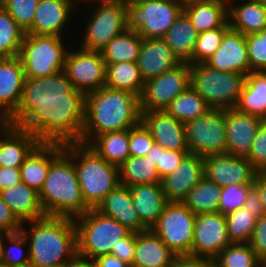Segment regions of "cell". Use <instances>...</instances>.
Masks as SVG:
<instances>
[{
	"mask_svg": "<svg viewBox=\"0 0 266 267\" xmlns=\"http://www.w3.org/2000/svg\"><path fill=\"white\" fill-rule=\"evenodd\" d=\"M24 80L19 56L0 58V118H9L17 110Z\"/></svg>",
	"mask_w": 266,
	"mask_h": 267,
	"instance_id": "22",
	"label": "cell"
},
{
	"mask_svg": "<svg viewBox=\"0 0 266 267\" xmlns=\"http://www.w3.org/2000/svg\"><path fill=\"white\" fill-rule=\"evenodd\" d=\"M144 83L137 62L106 63V87L128 91L140 98Z\"/></svg>",
	"mask_w": 266,
	"mask_h": 267,
	"instance_id": "34",
	"label": "cell"
},
{
	"mask_svg": "<svg viewBox=\"0 0 266 267\" xmlns=\"http://www.w3.org/2000/svg\"><path fill=\"white\" fill-rule=\"evenodd\" d=\"M100 6L89 19L82 46L88 51H100L114 37L130 27L129 11L120 4L98 0Z\"/></svg>",
	"mask_w": 266,
	"mask_h": 267,
	"instance_id": "11",
	"label": "cell"
},
{
	"mask_svg": "<svg viewBox=\"0 0 266 267\" xmlns=\"http://www.w3.org/2000/svg\"><path fill=\"white\" fill-rule=\"evenodd\" d=\"M39 199L45 216L75 219L90 210L82 197L73 158L65 149L51 162Z\"/></svg>",
	"mask_w": 266,
	"mask_h": 267,
	"instance_id": "4",
	"label": "cell"
},
{
	"mask_svg": "<svg viewBox=\"0 0 266 267\" xmlns=\"http://www.w3.org/2000/svg\"><path fill=\"white\" fill-rule=\"evenodd\" d=\"M22 182L20 168L0 167V191Z\"/></svg>",
	"mask_w": 266,
	"mask_h": 267,
	"instance_id": "54",
	"label": "cell"
},
{
	"mask_svg": "<svg viewBox=\"0 0 266 267\" xmlns=\"http://www.w3.org/2000/svg\"><path fill=\"white\" fill-rule=\"evenodd\" d=\"M64 267H97L93 259L80 255L78 252L65 264Z\"/></svg>",
	"mask_w": 266,
	"mask_h": 267,
	"instance_id": "59",
	"label": "cell"
},
{
	"mask_svg": "<svg viewBox=\"0 0 266 267\" xmlns=\"http://www.w3.org/2000/svg\"><path fill=\"white\" fill-rule=\"evenodd\" d=\"M94 261L97 267H131L127 262L111 254L99 256L95 258Z\"/></svg>",
	"mask_w": 266,
	"mask_h": 267,
	"instance_id": "57",
	"label": "cell"
},
{
	"mask_svg": "<svg viewBox=\"0 0 266 267\" xmlns=\"http://www.w3.org/2000/svg\"><path fill=\"white\" fill-rule=\"evenodd\" d=\"M31 233L21 231L28 239L30 267H56L64 265L77 253V232L74 219L44 216L28 221Z\"/></svg>",
	"mask_w": 266,
	"mask_h": 267,
	"instance_id": "3",
	"label": "cell"
},
{
	"mask_svg": "<svg viewBox=\"0 0 266 267\" xmlns=\"http://www.w3.org/2000/svg\"><path fill=\"white\" fill-rule=\"evenodd\" d=\"M77 232V252L95 259L111 253L119 240L131 231L112 217L100 213L96 208L74 219Z\"/></svg>",
	"mask_w": 266,
	"mask_h": 267,
	"instance_id": "6",
	"label": "cell"
},
{
	"mask_svg": "<svg viewBox=\"0 0 266 267\" xmlns=\"http://www.w3.org/2000/svg\"><path fill=\"white\" fill-rule=\"evenodd\" d=\"M189 151L164 149L154 143L146 157L155 164L160 179L174 172Z\"/></svg>",
	"mask_w": 266,
	"mask_h": 267,
	"instance_id": "44",
	"label": "cell"
},
{
	"mask_svg": "<svg viewBox=\"0 0 266 267\" xmlns=\"http://www.w3.org/2000/svg\"><path fill=\"white\" fill-rule=\"evenodd\" d=\"M136 248V232H130L127 236L119 240L116 247L111 250V255L132 265Z\"/></svg>",
	"mask_w": 266,
	"mask_h": 267,
	"instance_id": "52",
	"label": "cell"
},
{
	"mask_svg": "<svg viewBox=\"0 0 266 267\" xmlns=\"http://www.w3.org/2000/svg\"><path fill=\"white\" fill-rule=\"evenodd\" d=\"M177 256L151 229L136 233L131 267H169Z\"/></svg>",
	"mask_w": 266,
	"mask_h": 267,
	"instance_id": "28",
	"label": "cell"
},
{
	"mask_svg": "<svg viewBox=\"0 0 266 267\" xmlns=\"http://www.w3.org/2000/svg\"><path fill=\"white\" fill-rule=\"evenodd\" d=\"M108 163L120 166L129 157V129L96 136L89 144Z\"/></svg>",
	"mask_w": 266,
	"mask_h": 267,
	"instance_id": "35",
	"label": "cell"
},
{
	"mask_svg": "<svg viewBox=\"0 0 266 267\" xmlns=\"http://www.w3.org/2000/svg\"><path fill=\"white\" fill-rule=\"evenodd\" d=\"M253 186L257 189L262 201L263 210L266 214V173L258 172L255 176Z\"/></svg>",
	"mask_w": 266,
	"mask_h": 267,
	"instance_id": "58",
	"label": "cell"
},
{
	"mask_svg": "<svg viewBox=\"0 0 266 267\" xmlns=\"http://www.w3.org/2000/svg\"><path fill=\"white\" fill-rule=\"evenodd\" d=\"M155 143L150 131L140 121L129 129V153L130 156L144 157Z\"/></svg>",
	"mask_w": 266,
	"mask_h": 267,
	"instance_id": "49",
	"label": "cell"
},
{
	"mask_svg": "<svg viewBox=\"0 0 266 267\" xmlns=\"http://www.w3.org/2000/svg\"><path fill=\"white\" fill-rule=\"evenodd\" d=\"M0 196L22 225L45 216L39 192L23 182L0 191Z\"/></svg>",
	"mask_w": 266,
	"mask_h": 267,
	"instance_id": "29",
	"label": "cell"
},
{
	"mask_svg": "<svg viewBox=\"0 0 266 267\" xmlns=\"http://www.w3.org/2000/svg\"><path fill=\"white\" fill-rule=\"evenodd\" d=\"M211 107L189 86L184 92L180 93L165 109V111L183 123L205 114Z\"/></svg>",
	"mask_w": 266,
	"mask_h": 267,
	"instance_id": "39",
	"label": "cell"
},
{
	"mask_svg": "<svg viewBox=\"0 0 266 267\" xmlns=\"http://www.w3.org/2000/svg\"><path fill=\"white\" fill-rule=\"evenodd\" d=\"M100 213L112 217L131 232L148 230L140 221L134 208L130 188L118 184L97 206Z\"/></svg>",
	"mask_w": 266,
	"mask_h": 267,
	"instance_id": "25",
	"label": "cell"
},
{
	"mask_svg": "<svg viewBox=\"0 0 266 267\" xmlns=\"http://www.w3.org/2000/svg\"><path fill=\"white\" fill-rule=\"evenodd\" d=\"M199 33L188 16L182 12L168 28L162 39L170 46L181 62L192 64V54Z\"/></svg>",
	"mask_w": 266,
	"mask_h": 267,
	"instance_id": "31",
	"label": "cell"
},
{
	"mask_svg": "<svg viewBox=\"0 0 266 267\" xmlns=\"http://www.w3.org/2000/svg\"><path fill=\"white\" fill-rule=\"evenodd\" d=\"M22 223L0 196V231L14 233L21 230Z\"/></svg>",
	"mask_w": 266,
	"mask_h": 267,
	"instance_id": "53",
	"label": "cell"
},
{
	"mask_svg": "<svg viewBox=\"0 0 266 267\" xmlns=\"http://www.w3.org/2000/svg\"><path fill=\"white\" fill-rule=\"evenodd\" d=\"M257 219L244 207L227 214L226 228L230 241L232 243H250Z\"/></svg>",
	"mask_w": 266,
	"mask_h": 267,
	"instance_id": "42",
	"label": "cell"
},
{
	"mask_svg": "<svg viewBox=\"0 0 266 267\" xmlns=\"http://www.w3.org/2000/svg\"><path fill=\"white\" fill-rule=\"evenodd\" d=\"M79 2L81 1V0H78ZM86 1V0H85ZM89 1H91V0H88L87 2H89ZM92 1H94V2H97L98 0H92Z\"/></svg>",
	"mask_w": 266,
	"mask_h": 267,
	"instance_id": "65",
	"label": "cell"
},
{
	"mask_svg": "<svg viewBox=\"0 0 266 267\" xmlns=\"http://www.w3.org/2000/svg\"><path fill=\"white\" fill-rule=\"evenodd\" d=\"M243 207L254 214L257 218H260L263 214H265L260 195L254 186L249 190Z\"/></svg>",
	"mask_w": 266,
	"mask_h": 267,
	"instance_id": "55",
	"label": "cell"
},
{
	"mask_svg": "<svg viewBox=\"0 0 266 267\" xmlns=\"http://www.w3.org/2000/svg\"><path fill=\"white\" fill-rule=\"evenodd\" d=\"M143 38L133 28L114 37L100 50L106 63L137 62Z\"/></svg>",
	"mask_w": 266,
	"mask_h": 267,
	"instance_id": "36",
	"label": "cell"
},
{
	"mask_svg": "<svg viewBox=\"0 0 266 267\" xmlns=\"http://www.w3.org/2000/svg\"><path fill=\"white\" fill-rule=\"evenodd\" d=\"M197 32L222 27L228 21V0H211L183 10Z\"/></svg>",
	"mask_w": 266,
	"mask_h": 267,
	"instance_id": "33",
	"label": "cell"
},
{
	"mask_svg": "<svg viewBox=\"0 0 266 267\" xmlns=\"http://www.w3.org/2000/svg\"><path fill=\"white\" fill-rule=\"evenodd\" d=\"M62 37L25 34L19 58L25 78L50 76L64 69L65 50Z\"/></svg>",
	"mask_w": 266,
	"mask_h": 267,
	"instance_id": "8",
	"label": "cell"
},
{
	"mask_svg": "<svg viewBox=\"0 0 266 267\" xmlns=\"http://www.w3.org/2000/svg\"><path fill=\"white\" fill-rule=\"evenodd\" d=\"M7 239L11 246L6 248L5 243L3 244L1 264L8 267H30L29 250H26L25 255L22 249V246H28V239L23 232L20 230L9 233Z\"/></svg>",
	"mask_w": 266,
	"mask_h": 267,
	"instance_id": "45",
	"label": "cell"
},
{
	"mask_svg": "<svg viewBox=\"0 0 266 267\" xmlns=\"http://www.w3.org/2000/svg\"><path fill=\"white\" fill-rule=\"evenodd\" d=\"M132 201L141 223L151 229L163 213L168 202L161 182L138 184L129 187Z\"/></svg>",
	"mask_w": 266,
	"mask_h": 267,
	"instance_id": "27",
	"label": "cell"
},
{
	"mask_svg": "<svg viewBox=\"0 0 266 267\" xmlns=\"http://www.w3.org/2000/svg\"><path fill=\"white\" fill-rule=\"evenodd\" d=\"M63 71L75 89L85 94L106 85V62L100 51L68 50Z\"/></svg>",
	"mask_w": 266,
	"mask_h": 267,
	"instance_id": "14",
	"label": "cell"
},
{
	"mask_svg": "<svg viewBox=\"0 0 266 267\" xmlns=\"http://www.w3.org/2000/svg\"><path fill=\"white\" fill-rule=\"evenodd\" d=\"M249 244L259 259L266 265V214L257 219Z\"/></svg>",
	"mask_w": 266,
	"mask_h": 267,
	"instance_id": "51",
	"label": "cell"
},
{
	"mask_svg": "<svg viewBox=\"0 0 266 267\" xmlns=\"http://www.w3.org/2000/svg\"><path fill=\"white\" fill-rule=\"evenodd\" d=\"M221 187L205 177L194 186L182 203L195 215L219 212Z\"/></svg>",
	"mask_w": 266,
	"mask_h": 267,
	"instance_id": "37",
	"label": "cell"
},
{
	"mask_svg": "<svg viewBox=\"0 0 266 267\" xmlns=\"http://www.w3.org/2000/svg\"><path fill=\"white\" fill-rule=\"evenodd\" d=\"M183 10L197 4L209 2L211 0H174Z\"/></svg>",
	"mask_w": 266,
	"mask_h": 267,
	"instance_id": "61",
	"label": "cell"
},
{
	"mask_svg": "<svg viewBox=\"0 0 266 267\" xmlns=\"http://www.w3.org/2000/svg\"><path fill=\"white\" fill-rule=\"evenodd\" d=\"M189 153L201 157L227 154L226 109L211 108L185 123Z\"/></svg>",
	"mask_w": 266,
	"mask_h": 267,
	"instance_id": "10",
	"label": "cell"
},
{
	"mask_svg": "<svg viewBox=\"0 0 266 267\" xmlns=\"http://www.w3.org/2000/svg\"><path fill=\"white\" fill-rule=\"evenodd\" d=\"M235 108L266 119V71H252L246 76Z\"/></svg>",
	"mask_w": 266,
	"mask_h": 267,
	"instance_id": "32",
	"label": "cell"
},
{
	"mask_svg": "<svg viewBox=\"0 0 266 267\" xmlns=\"http://www.w3.org/2000/svg\"><path fill=\"white\" fill-rule=\"evenodd\" d=\"M203 159L204 177L221 188L232 184H253L258 173L250 161L231 154L210 155Z\"/></svg>",
	"mask_w": 266,
	"mask_h": 267,
	"instance_id": "16",
	"label": "cell"
},
{
	"mask_svg": "<svg viewBox=\"0 0 266 267\" xmlns=\"http://www.w3.org/2000/svg\"><path fill=\"white\" fill-rule=\"evenodd\" d=\"M141 122L150 131L155 143L164 149L189 151L185 123L178 121L165 110L141 111Z\"/></svg>",
	"mask_w": 266,
	"mask_h": 267,
	"instance_id": "18",
	"label": "cell"
},
{
	"mask_svg": "<svg viewBox=\"0 0 266 267\" xmlns=\"http://www.w3.org/2000/svg\"><path fill=\"white\" fill-rule=\"evenodd\" d=\"M169 267H211V261L192 257H177Z\"/></svg>",
	"mask_w": 266,
	"mask_h": 267,
	"instance_id": "56",
	"label": "cell"
},
{
	"mask_svg": "<svg viewBox=\"0 0 266 267\" xmlns=\"http://www.w3.org/2000/svg\"><path fill=\"white\" fill-rule=\"evenodd\" d=\"M64 149L72 156L82 197L90 209L97 208L118 185L119 168L108 163L91 147L82 143H69Z\"/></svg>",
	"mask_w": 266,
	"mask_h": 267,
	"instance_id": "5",
	"label": "cell"
},
{
	"mask_svg": "<svg viewBox=\"0 0 266 267\" xmlns=\"http://www.w3.org/2000/svg\"><path fill=\"white\" fill-rule=\"evenodd\" d=\"M25 34L0 4V58L18 56Z\"/></svg>",
	"mask_w": 266,
	"mask_h": 267,
	"instance_id": "41",
	"label": "cell"
},
{
	"mask_svg": "<svg viewBox=\"0 0 266 267\" xmlns=\"http://www.w3.org/2000/svg\"><path fill=\"white\" fill-rule=\"evenodd\" d=\"M2 132V133H1ZM0 167L20 168L25 158L40 143L31 132L20 129L9 118H0Z\"/></svg>",
	"mask_w": 266,
	"mask_h": 267,
	"instance_id": "19",
	"label": "cell"
},
{
	"mask_svg": "<svg viewBox=\"0 0 266 267\" xmlns=\"http://www.w3.org/2000/svg\"><path fill=\"white\" fill-rule=\"evenodd\" d=\"M9 233L0 231V263H1V256H2V248H3V244L5 242L4 238H7V235Z\"/></svg>",
	"mask_w": 266,
	"mask_h": 267,
	"instance_id": "62",
	"label": "cell"
},
{
	"mask_svg": "<svg viewBox=\"0 0 266 267\" xmlns=\"http://www.w3.org/2000/svg\"><path fill=\"white\" fill-rule=\"evenodd\" d=\"M140 121L138 96L104 86L86 94L81 143L88 145L98 135L130 129Z\"/></svg>",
	"mask_w": 266,
	"mask_h": 267,
	"instance_id": "2",
	"label": "cell"
},
{
	"mask_svg": "<svg viewBox=\"0 0 266 267\" xmlns=\"http://www.w3.org/2000/svg\"><path fill=\"white\" fill-rule=\"evenodd\" d=\"M189 86L190 64L182 62L170 71L145 81L139 98L140 111L165 110Z\"/></svg>",
	"mask_w": 266,
	"mask_h": 267,
	"instance_id": "12",
	"label": "cell"
},
{
	"mask_svg": "<svg viewBox=\"0 0 266 267\" xmlns=\"http://www.w3.org/2000/svg\"><path fill=\"white\" fill-rule=\"evenodd\" d=\"M253 184H232L221 188L219 212L227 215L244 206L249 190Z\"/></svg>",
	"mask_w": 266,
	"mask_h": 267,
	"instance_id": "47",
	"label": "cell"
},
{
	"mask_svg": "<svg viewBox=\"0 0 266 267\" xmlns=\"http://www.w3.org/2000/svg\"><path fill=\"white\" fill-rule=\"evenodd\" d=\"M195 219L182 202L168 201L151 230L177 257H191Z\"/></svg>",
	"mask_w": 266,
	"mask_h": 267,
	"instance_id": "9",
	"label": "cell"
},
{
	"mask_svg": "<svg viewBox=\"0 0 266 267\" xmlns=\"http://www.w3.org/2000/svg\"><path fill=\"white\" fill-rule=\"evenodd\" d=\"M118 168L120 184L127 187L161 182L155 164L146 156H130Z\"/></svg>",
	"mask_w": 266,
	"mask_h": 267,
	"instance_id": "38",
	"label": "cell"
},
{
	"mask_svg": "<svg viewBox=\"0 0 266 267\" xmlns=\"http://www.w3.org/2000/svg\"><path fill=\"white\" fill-rule=\"evenodd\" d=\"M39 0H0L1 6L28 33L32 28L34 12Z\"/></svg>",
	"mask_w": 266,
	"mask_h": 267,
	"instance_id": "46",
	"label": "cell"
},
{
	"mask_svg": "<svg viewBox=\"0 0 266 267\" xmlns=\"http://www.w3.org/2000/svg\"><path fill=\"white\" fill-rule=\"evenodd\" d=\"M107 1L123 5L128 11H130L135 6L141 4L145 0H107Z\"/></svg>",
	"mask_w": 266,
	"mask_h": 267,
	"instance_id": "60",
	"label": "cell"
},
{
	"mask_svg": "<svg viewBox=\"0 0 266 267\" xmlns=\"http://www.w3.org/2000/svg\"><path fill=\"white\" fill-rule=\"evenodd\" d=\"M250 72L266 71V28L245 36Z\"/></svg>",
	"mask_w": 266,
	"mask_h": 267,
	"instance_id": "48",
	"label": "cell"
},
{
	"mask_svg": "<svg viewBox=\"0 0 266 267\" xmlns=\"http://www.w3.org/2000/svg\"><path fill=\"white\" fill-rule=\"evenodd\" d=\"M64 150L57 143H39L20 167L22 182L40 192L51 162Z\"/></svg>",
	"mask_w": 266,
	"mask_h": 267,
	"instance_id": "26",
	"label": "cell"
},
{
	"mask_svg": "<svg viewBox=\"0 0 266 267\" xmlns=\"http://www.w3.org/2000/svg\"><path fill=\"white\" fill-rule=\"evenodd\" d=\"M205 63L218 71L247 76L250 73V64L245 35L229 29L224 34L219 48Z\"/></svg>",
	"mask_w": 266,
	"mask_h": 267,
	"instance_id": "20",
	"label": "cell"
},
{
	"mask_svg": "<svg viewBox=\"0 0 266 267\" xmlns=\"http://www.w3.org/2000/svg\"><path fill=\"white\" fill-rule=\"evenodd\" d=\"M182 12L174 0H145L129 11L130 28L142 38H162Z\"/></svg>",
	"mask_w": 266,
	"mask_h": 267,
	"instance_id": "13",
	"label": "cell"
},
{
	"mask_svg": "<svg viewBox=\"0 0 266 267\" xmlns=\"http://www.w3.org/2000/svg\"><path fill=\"white\" fill-rule=\"evenodd\" d=\"M212 262L217 267H264L249 243H231Z\"/></svg>",
	"mask_w": 266,
	"mask_h": 267,
	"instance_id": "40",
	"label": "cell"
},
{
	"mask_svg": "<svg viewBox=\"0 0 266 267\" xmlns=\"http://www.w3.org/2000/svg\"><path fill=\"white\" fill-rule=\"evenodd\" d=\"M203 178V157L188 153L174 172L161 179L167 201L182 202L189 191Z\"/></svg>",
	"mask_w": 266,
	"mask_h": 267,
	"instance_id": "21",
	"label": "cell"
},
{
	"mask_svg": "<svg viewBox=\"0 0 266 267\" xmlns=\"http://www.w3.org/2000/svg\"><path fill=\"white\" fill-rule=\"evenodd\" d=\"M246 76L218 71L206 63L190 64V86L211 108H235Z\"/></svg>",
	"mask_w": 266,
	"mask_h": 267,
	"instance_id": "7",
	"label": "cell"
},
{
	"mask_svg": "<svg viewBox=\"0 0 266 267\" xmlns=\"http://www.w3.org/2000/svg\"><path fill=\"white\" fill-rule=\"evenodd\" d=\"M246 1H250V2H259V3H264V4H266V0H246Z\"/></svg>",
	"mask_w": 266,
	"mask_h": 267,
	"instance_id": "63",
	"label": "cell"
},
{
	"mask_svg": "<svg viewBox=\"0 0 266 267\" xmlns=\"http://www.w3.org/2000/svg\"><path fill=\"white\" fill-rule=\"evenodd\" d=\"M226 216L220 212L197 214L194 223L191 257L212 261L232 242Z\"/></svg>",
	"mask_w": 266,
	"mask_h": 267,
	"instance_id": "15",
	"label": "cell"
},
{
	"mask_svg": "<svg viewBox=\"0 0 266 267\" xmlns=\"http://www.w3.org/2000/svg\"><path fill=\"white\" fill-rule=\"evenodd\" d=\"M211 267H217V266L211 261Z\"/></svg>",
	"mask_w": 266,
	"mask_h": 267,
	"instance_id": "64",
	"label": "cell"
},
{
	"mask_svg": "<svg viewBox=\"0 0 266 267\" xmlns=\"http://www.w3.org/2000/svg\"><path fill=\"white\" fill-rule=\"evenodd\" d=\"M228 22L230 29L245 36L260 32L266 28V4L246 1L234 6L228 0Z\"/></svg>",
	"mask_w": 266,
	"mask_h": 267,
	"instance_id": "30",
	"label": "cell"
},
{
	"mask_svg": "<svg viewBox=\"0 0 266 267\" xmlns=\"http://www.w3.org/2000/svg\"><path fill=\"white\" fill-rule=\"evenodd\" d=\"M230 29L227 21L222 27L200 33L192 54V64L205 63L219 48L224 34Z\"/></svg>",
	"mask_w": 266,
	"mask_h": 267,
	"instance_id": "43",
	"label": "cell"
},
{
	"mask_svg": "<svg viewBox=\"0 0 266 267\" xmlns=\"http://www.w3.org/2000/svg\"><path fill=\"white\" fill-rule=\"evenodd\" d=\"M264 119L239 112L236 108L226 109L227 154L235 158H250V147Z\"/></svg>",
	"mask_w": 266,
	"mask_h": 267,
	"instance_id": "17",
	"label": "cell"
},
{
	"mask_svg": "<svg viewBox=\"0 0 266 267\" xmlns=\"http://www.w3.org/2000/svg\"><path fill=\"white\" fill-rule=\"evenodd\" d=\"M86 94L76 90L64 71L25 78L17 110L9 117L40 143H81Z\"/></svg>",
	"mask_w": 266,
	"mask_h": 267,
	"instance_id": "1",
	"label": "cell"
},
{
	"mask_svg": "<svg viewBox=\"0 0 266 267\" xmlns=\"http://www.w3.org/2000/svg\"><path fill=\"white\" fill-rule=\"evenodd\" d=\"M76 0H39L32 28L27 34L61 36L68 23ZM73 8V9H72Z\"/></svg>",
	"mask_w": 266,
	"mask_h": 267,
	"instance_id": "23",
	"label": "cell"
},
{
	"mask_svg": "<svg viewBox=\"0 0 266 267\" xmlns=\"http://www.w3.org/2000/svg\"><path fill=\"white\" fill-rule=\"evenodd\" d=\"M258 172L266 171V119L260 124L250 147L249 160Z\"/></svg>",
	"mask_w": 266,
	"mask_h": 267,
	"instance_id": "50",
	"label": "cell"
},
{
	"mask_svg": "<svg viewBox=\"0 0 266 267\" xmlns=\"http://www.w3.org/2000/svg\"><path fill=\"white\" fill-rule=\"evenodd\" d=\"M181 63L162 38H143L137 65L144 81L170 71Z\"/></svg>",
	"mask_w": 266,
	"mask_h": 267,
	"instance_id": "24",
	"label": "cell"
},
{
	"mask_svg": "<svg viewBox=\"0 0 266 267\" xmlns=\"http://www.w3.org/2000/svg\"><path fill=\"white\" fill-rule=\"evenodd\" d=\"M0 267H8V266L2 265V264L0 263Z\"/></svg>",
	"mask_w": 266,
	"mask_h": 267,
	"instance_id": "66",
	"label": "cell"
}]
</instances>
